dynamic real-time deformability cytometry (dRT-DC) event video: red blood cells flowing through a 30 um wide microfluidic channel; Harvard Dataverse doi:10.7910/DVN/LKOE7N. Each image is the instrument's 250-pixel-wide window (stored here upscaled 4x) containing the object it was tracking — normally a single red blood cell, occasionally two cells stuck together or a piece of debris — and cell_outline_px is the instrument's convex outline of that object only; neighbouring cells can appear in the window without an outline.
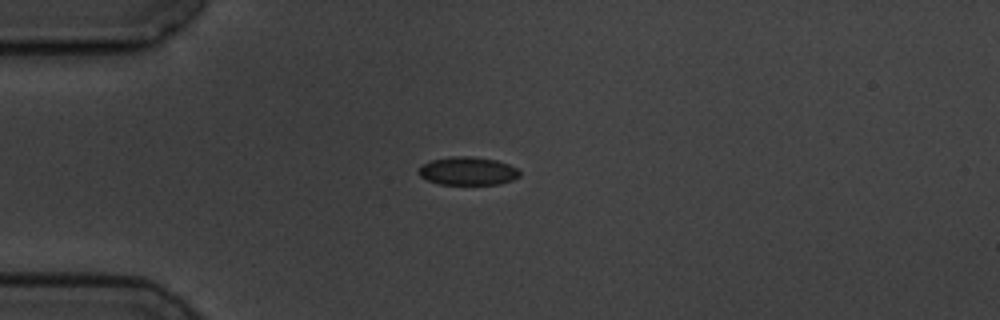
{"species": "common noctule bat (a hibernating species)", "species_latin": "Nyctalus noctula", "temperature_condition": "cold", "stored_images_in_passage": 6, "camera_frame_rate_fps": 3000, "um_per_image_px": 0.085, "animal": {"sex": "male", "body_mass_g": 19.5, "forearm_length_mm": 54.6}, "frame": {"image": 1, "passage_image": 4, "time_ms": 3.667, "image_size_px": [1000, 320], "cell_outline_px": [[520, 176], [512, 180], [500, 184], [440, 184], [428, 180], [420, 176], [416, 172], [420, 164], [432, 160], [448, 156], [472, 156], [496, 160], [508, 164], [516, 168], [520, 172]], "centroid_in_image_um": [39.72, 14.53], "position_along_channel_um": 45.3, "area_um2": 16.76}}
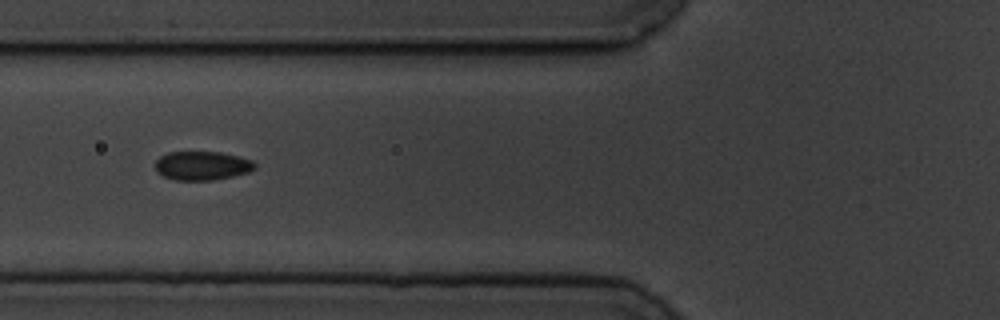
{"frame": {"image": 2, "passage_image": 6, "time_ms": 6.0, "image_size_px": [1000, 320], "cell_outline_px": [[256, 168], [248, 172], [232, 176], [212, 180], [172, 180], [156, 172], [156, 160], [160, 156], [168, 152], [220, 152], [252, 160], [256, 164]], "centroid_in_image_um": [17.16, 14.08], "position_along_channel_um": 108.6, "area_um2": 16.7}}